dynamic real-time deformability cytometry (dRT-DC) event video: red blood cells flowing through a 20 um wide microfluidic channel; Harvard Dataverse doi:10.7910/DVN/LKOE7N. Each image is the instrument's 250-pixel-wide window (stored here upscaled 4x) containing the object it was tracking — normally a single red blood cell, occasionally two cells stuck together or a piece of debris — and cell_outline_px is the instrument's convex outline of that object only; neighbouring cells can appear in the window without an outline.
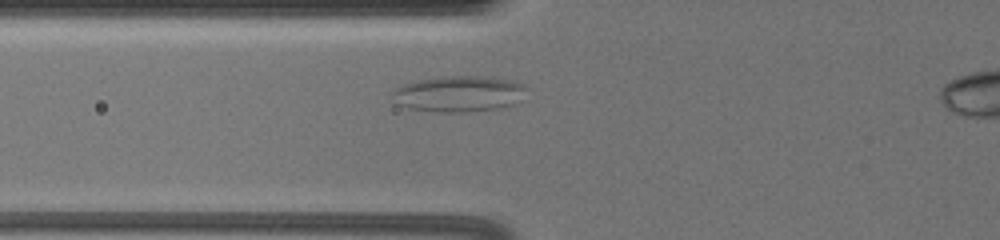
{"species": "common noctule bat (a hibernating species)", "species_latin": "Nyctalus noctula", "temperature_condition": "warm", "stored_images_in_passage": 37, "camera_frame_rate_fps": 3000, "um_per_image_px": 0.085, "animal": {"sex": "female", "body_mass_g": 19.5, "forearm_length_mm": 54.1}, "frame": {"image": 1, "passage_image": 6, "time_ms": 1.667, "image_size_px": [1000, 240], "cell_outline_px": [[528, 88], [520, 100], [512, 104], [500, 108], [460, 112], [440, 112], [408, 108], [400, 104], [392, 92], [396, 88], [404, 84], [416, 80], [440, 76], [480, 76], [512, 80], [524, 84]], "centroid_in_image_um": [39.05, 7.96], "position_along_channel_um": 86.8, "area_um2": 27.92}}
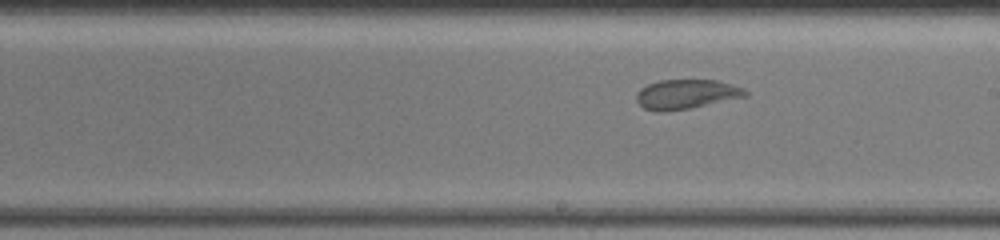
{"frame": {"image": 2, "passage_image": 19, "time_ms": 6.0, "image_size_px": [1000, 240], "cell_outline_px": [[748, 96], [688, 108], [660, 112], [656, 112], [644, 108], [636, 100], [636, 92], [640, 88], [648, 84], [660, 80], [716, 80], [744, 88], [748, 92]], "centroid_in_image_um": [58.31, 8.0], "position_along_channel_um": 230.7, "area_um2": 18.61}}
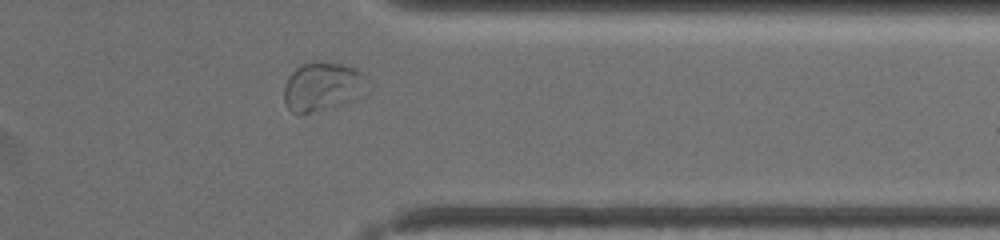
{"frame": {"image": 3, "passage_image": 33, "time_ms": 10.667, "image_size_px": [1000, 240], "cell_outline_px": [[368, 76], [352, 100], [300, 116], [292, 112], [288, 108], [284, 100], [284, 88], [288, 76], [296, 68], [304, 64], [320, 60], [332, 60], [356, 68]], "centroid_in_image_um": [27.32, 7.32], "position_along_channel_um": 384.1, "area_um2": 23.47}, "authors_computed_cell_mechanics": {"area_um2": 19.1896, "velocity_mm_per_s": 3.317, "shape_relaxation_time_tau1_ms": null, "shape_relaxation_time_tau2_ms": 1.5238, "deformation_change_tau1": null, "deformation_change_tau2": 0.0735}}